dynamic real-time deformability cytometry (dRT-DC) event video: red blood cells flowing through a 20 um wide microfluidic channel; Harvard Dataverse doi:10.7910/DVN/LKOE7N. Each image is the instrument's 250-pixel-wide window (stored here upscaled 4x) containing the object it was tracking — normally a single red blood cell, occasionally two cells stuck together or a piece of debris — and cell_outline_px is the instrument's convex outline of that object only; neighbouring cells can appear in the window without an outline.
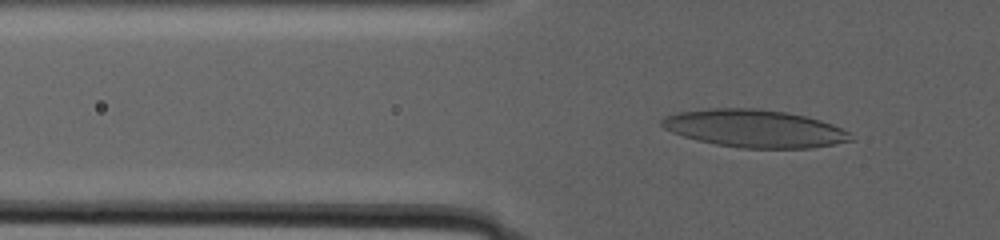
{"species": "human", "species_latin": "Homo sapiens", "temperature_condition": "warm", "stored_images_in_passage": 107, "camera_frame_rate_fps": 3000, "um_per_image_px": 0.085, "donor": {"sex": "male"}, "frame": {"image": 1, "passage_image": 40, "time_ms": 13.0, "image_size_px": [1000, 240], "cell_outline_px": [[856, 140], [812, 148], [740, 148], [716, 144], [696, 140], [672, 132], [664, 128], [660, 124], [660, 120], [664, 116], [676, 112], [708, 108], [760, 108], [784, 112], [804, 116], [820, 120], [832, 124], [848, 132]], "centroid_in_image_um": [64.11, 10.92], "position_along_channel_um": 61.7, "area_um2": 41.62}}
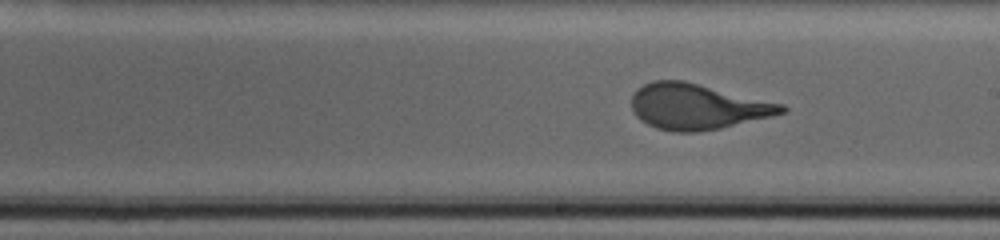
{"frame": {"image": 2, "passage_image": 67, "time_ms": 22.0, "image_size_px": [1000, 240], "cell_outline_px": [[788, 108], [784, 112], [772, 116], [720, 128], [696, 132], [672, 132], [656, 128], [640, 120], [636, 116], [632, 108], [632, 96], [644, 84], [652, 80], [684, 80], [784, 104]], "centroid_in_image_um": [59.27, 9.06], "position_along_channel_um": 229.7, "area_um2": 39.77}}
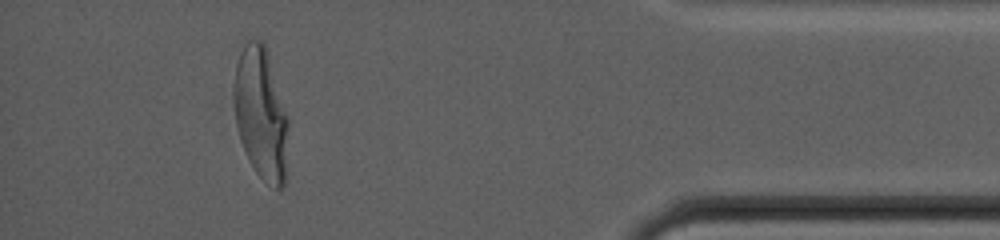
{"frame": {"image": 3, "passage_image": 99, "time_ms": 32.667, "image_size_px": [1000, 240], "cell_outline_px": [[288, 128], [284, 184], [280, 188], [276, 188], [264, 180], [256, 172], [240, 140], [236, 124], [236, 64], [240, 52], [244, 44], [248, 40], [264, 40], [268, 48], [288, 116]], "centroid_in_image_um": [22.22, 9.58], "position_along_channel_um": 413.0, "area_um2": 41.27}}